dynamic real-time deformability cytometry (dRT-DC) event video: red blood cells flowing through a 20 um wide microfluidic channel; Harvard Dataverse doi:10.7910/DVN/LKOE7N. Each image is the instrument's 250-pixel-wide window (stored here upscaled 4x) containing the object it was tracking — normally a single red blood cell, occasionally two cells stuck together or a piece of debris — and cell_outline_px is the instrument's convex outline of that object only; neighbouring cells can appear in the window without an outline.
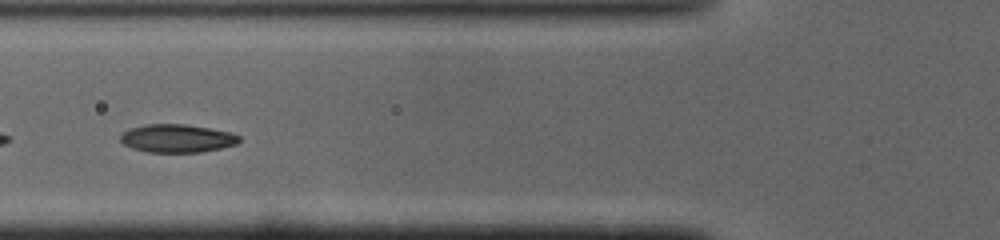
{"species": "common noctule bat (a hibernating species)", "species_latin": "Nyctalus noctula", "temperature_condition": "cold", "stored_images_in_passage": 37, "camera_frame_rate_fps": 3000, "um_per_image_px": 0.085, "animal": {"sex": "male", "body_mass_g": 19.0, "forearm_length_mm": 50.8}, "frame": {"image": 1, "passage_image": 13, "time_ms": 4.0, "image_size_px": [1000, 240], "cell_outline_px": [[240, 140], [236, 144], [220, 148], [200, 152], [148, 152], [132, 148], [124, 144], [120, 140], [120, 136], [128, 128], [144, 124], [184, 124], [232, 132], [240, 136]], "centroid_in_image_um": [15.03, 11.75], "position_along_channel_um": 110.8, "area_um2": 19.48}}
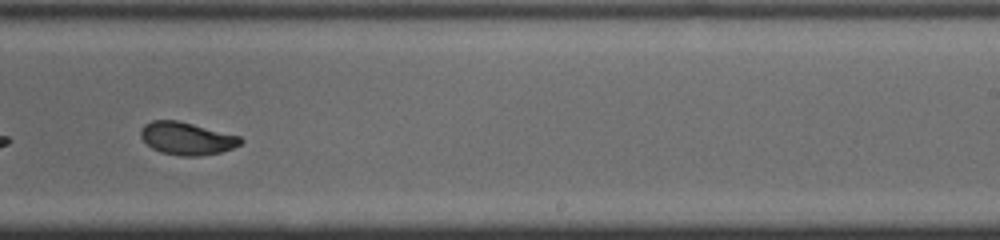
{"frame": {"image": 2, "passage_image": 25, "time_ms": 8.0, "image_size_px": [1000, 240], "cell_outline_px": [[244, 140], [240, 144], [232, 148], [220, 152], [200, 156], [180, 156], [160, 152], [152, 148], [140, 136], [140, 132], [144, 124], [152, 120], [176, 120], [240, 136]], "centroid_in_image_um": [15.86, 11.77], "position_along_channel_um": 273.1, "area_um2": 18.84}}
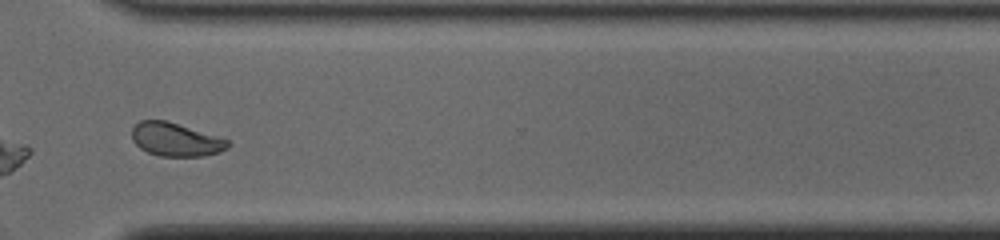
{"frame": {"image": 3, "passage_image": 31, "time_ms": 10.0, "image_size_px": [1000, 240], "cell_outline_px": [[232, 144], [228, 148], [220, 152], [204, 156], [160, 156], [148, 152], [140, 148], [132, 140], [132, 128], [140, 120], [168, 120], [228, 140]], "centroid_in_image_um": [14.94, 11.86], "position_along_channel_um": 355.7, "area_um2": 18.73}, "authors_computed_cell_mechanics": {"area_um2": 19.4786, "velocity_mm_per_s": 4.0698, "shape_relaxation_time_tau1_ms": 3.1381, "shape_relaxation_time_tau2_ms": 1.5352, "deformation_change_tau1": 0.1691, "deformation_change_tau2": 0.0678}}